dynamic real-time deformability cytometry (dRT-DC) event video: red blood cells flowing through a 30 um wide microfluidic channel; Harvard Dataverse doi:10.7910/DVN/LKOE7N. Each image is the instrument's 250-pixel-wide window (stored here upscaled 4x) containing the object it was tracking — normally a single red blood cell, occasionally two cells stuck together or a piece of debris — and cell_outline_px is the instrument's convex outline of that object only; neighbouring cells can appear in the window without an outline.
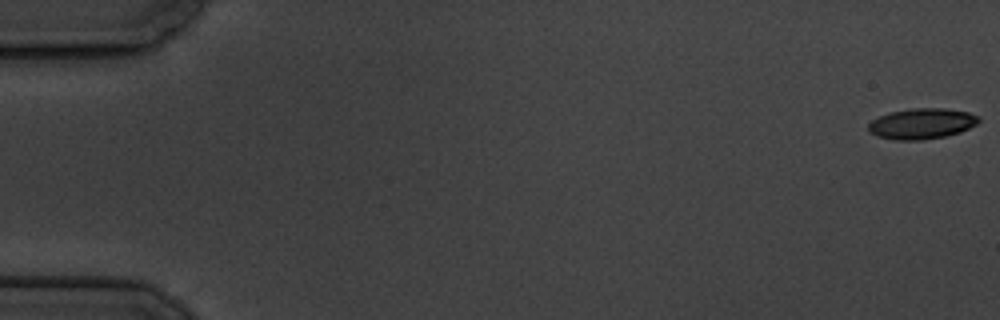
{"species": "common noctule bat (a hibernating species)", "species_latin": "Nyctalus noctula", "temperature_condition": "cold", "stored_images_in_passage": 6, "camera_frame_rate_fps": 3000, "um_per_image_px": 0.085, "animal": {"sex": "male", "body_mass_g": 19.5, "forearm_length_mm": 54.6}, "frame": {"image": 1, "passage_image": 1, "time_ms": 0.0, "image_size_px": [1000, 320], "cell_outline_px": [[980, 120], [976, 124], [960, 132], [944, 136], [920, 140], [896, 140], [880, 136], [868, 132], [868, 124], [872, 120], [880, 116], [892, 112], [912, 108], [944, 108], [968, 112], [980, 116]], "centroid_in_image_um": [78.36, 10.5], "position_along_channel_um": 6.6, "area_um2": 19.54}}
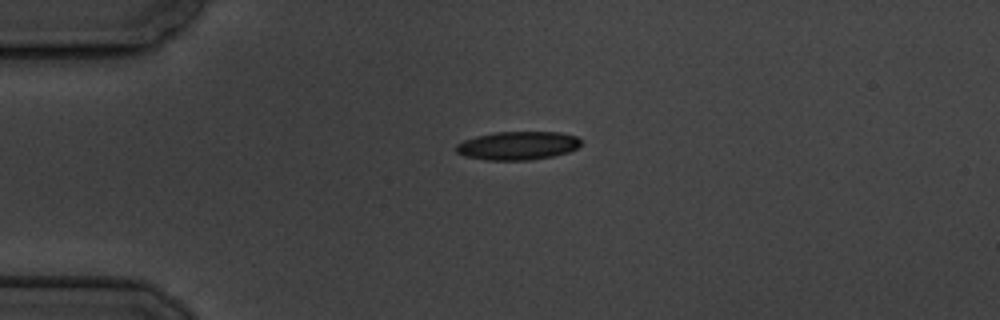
{"frame": {"image": 2, "passage_image": 5, "time_ms": 4.667, "image_size_px": [1000, 320], "cell_outline_px": [[580, 144], [576, 148], [568, 152], [552, 156], [532, 160], [484, 160], [464, 156], [456, 152], [456, 144], [464, 140], [476, 136], [496, 132], [560, 132], [576, 136], [580, 140]], "centroid_in_image_um": [43.98, 12.38], "position_along_channel_um": 41.0, "area_um2": 20.69}}